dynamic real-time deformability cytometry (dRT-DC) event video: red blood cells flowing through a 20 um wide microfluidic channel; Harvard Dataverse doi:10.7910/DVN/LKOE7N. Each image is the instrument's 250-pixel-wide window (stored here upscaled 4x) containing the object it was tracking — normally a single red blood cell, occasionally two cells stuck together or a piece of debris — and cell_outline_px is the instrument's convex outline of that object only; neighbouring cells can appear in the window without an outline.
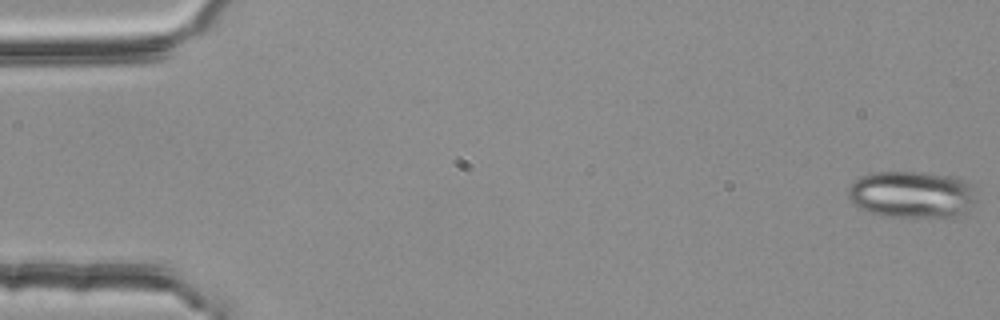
{"species": "common noctule bat (a hibernating species)", "species_latin": "Nyctalus noctula", "temperature_condition": "room temperature", "stored_images_in_passage": 54, "camera_frame_rate_fps": 3000, "um_per_image_px": 0.085, "animal": {"sex": "female", "body_mass_g": 25.1}, "frame": {"image": 1, "passage_image": 1, "time_ms": 0.0, "image_size_px": [1000, 320], "cell_outline_px": [[972, 204], [968, 212], [956, 216], [880, 216], [868, 212], [852, 204], [848, 196], [848, 188], [860, 176], [872, 172], [920, 172], [948, 176], [964, 180], [972, 184]], "centroid_in_image_um": [77.44, 16.53], "position_along_channel_um": 7.6, "area_um2": 34.74}}
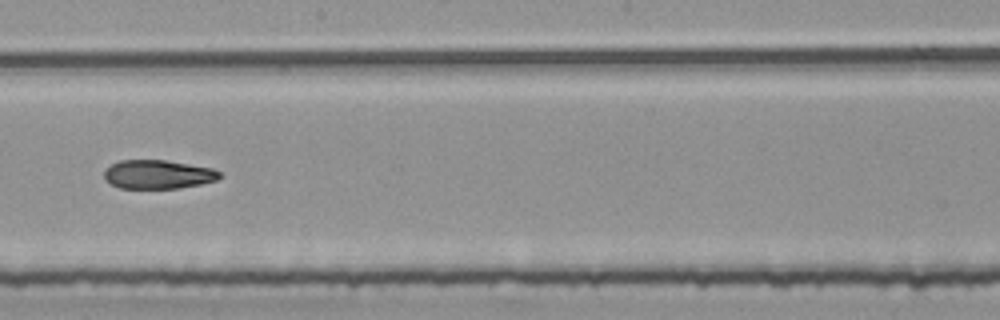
{"frame": {"image": 2, "passage_image": 31, "time_ms": 10.0, "image_size_px": [1000, 320], "cell_outline_px": [[224, 176], [216, 180], [200, 184], [180, 188], [120, 188], [104, 180], [104, 168], [120, 160], [164, 160], [212, 168], [220, 172]], "centroid_in_image_um": [13.42, 14.82], "position_along_channel_um": 234.8, "area_um2": 19.42}}
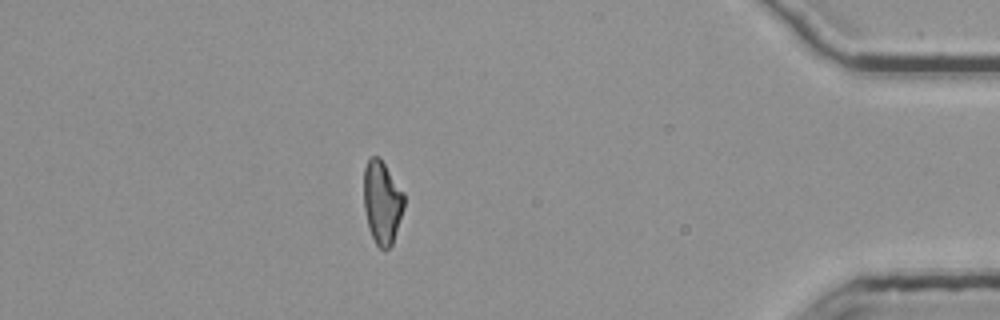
{"frame": {"image": 3, "passage_image": 48, "time_ms": 15.667, "image_size_px": [1000, 320], "cell_outline_px": [[404, 208], [392, 244], [388, 248], [380, 248], [376, 244], [368, 228], [364, 208], [364, 168], [368, 160], [372, 156], [380, 156], [404, 192]], "centroid_in_image_um": [32.48, 17.16], "position_along_channel_um": 402.7, "area_um2": 19.59}}